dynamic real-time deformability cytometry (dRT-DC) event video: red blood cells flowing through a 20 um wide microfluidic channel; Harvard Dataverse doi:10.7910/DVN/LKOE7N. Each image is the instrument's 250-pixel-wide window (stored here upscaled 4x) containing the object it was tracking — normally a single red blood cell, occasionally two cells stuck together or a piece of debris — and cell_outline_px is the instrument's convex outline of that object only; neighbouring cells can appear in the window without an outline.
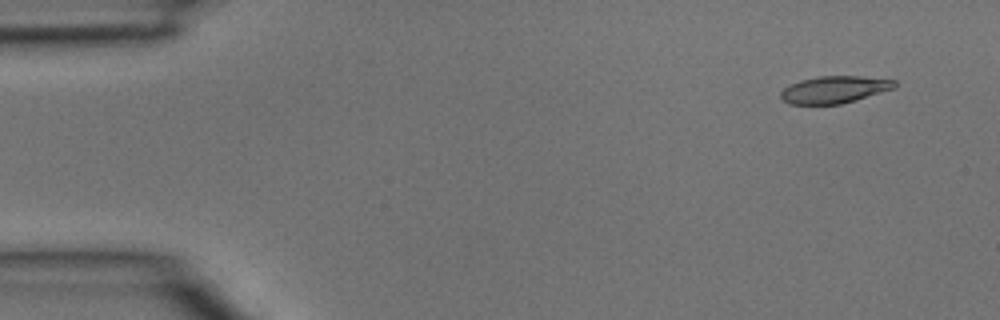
{"species": "common noctule bat (a hibernating species)", "species_latin": "Nyctalus noctula", "temperature_condition": "room temperature", "stored_images_in_passage": 5, "camera_frame_rate_fps": 3000, "um_per_image_px": 0.085, "animal": {"sex": "male", "body_mass_g": 15.6}, "frame": {"image": 1, "passage_image": 5, "time_ms": 1.333, "image_size_px": [1000, 320], "cell_outline_px": [[896, 84], [892, 88], [856, 100], [840, 104], [788, 104], [780, 96], [780, 92], [784, 88], [800, 80], [820, 76], [856, 76], [896, 80]], "centroid_in_image_um": [70.88, 7.62], "position_along_channel_um": 14.1, "area_um2": 17.69}}